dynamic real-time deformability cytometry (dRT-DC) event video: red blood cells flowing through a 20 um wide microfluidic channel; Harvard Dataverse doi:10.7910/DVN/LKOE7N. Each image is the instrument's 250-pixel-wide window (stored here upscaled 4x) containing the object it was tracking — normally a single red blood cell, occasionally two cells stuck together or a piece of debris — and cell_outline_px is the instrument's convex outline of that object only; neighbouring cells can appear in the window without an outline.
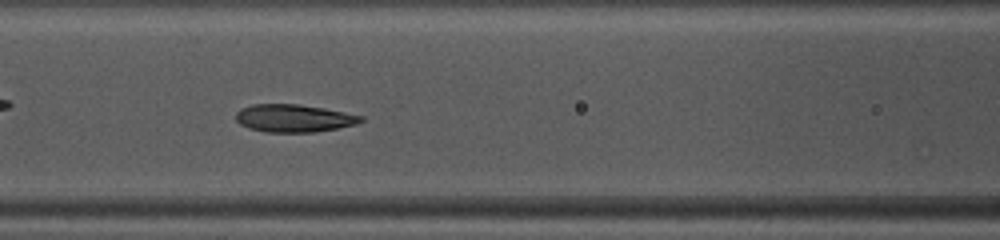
{"species": "common noctule bat (a hibernating species)", "species_latin": "Nyctalus noctula", "temperature_condition": "warm", "stored_images_in_passage": 38, "camera_frame_rate_fps": 3000, "um_per_image_px": 0.085, "animal": {"sex": "female", "body_mass_g": 10.0, "forearm_length_mm": 53.1}, "frame": {"image": 1, "passage_image": 9, "time_ms": 2.667, "image_size_px": [1000, 240], "cell_outline_px": [[364, 120], [356, 124], [316, 132], [268, 132], [248, 128], [240, 124], [236, 120], [236, 112], [240, 108], [252, 104], [300, 104], [324, 108], [364, 116]], "centroid_in_image_um": [24.96, 10.04], "position_along_channel_um": 141.6, "area_um2": 20.23}}
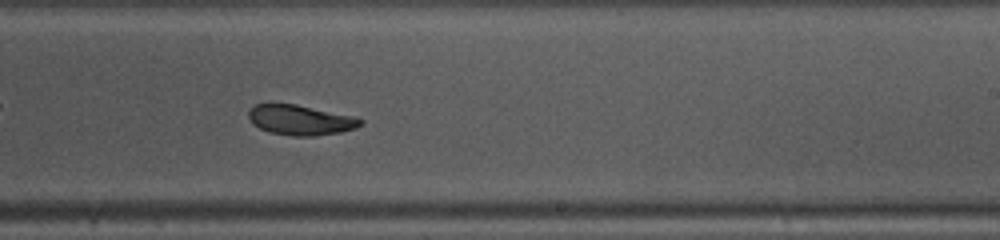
{"frame": {"image": 2, "passage_image": 18, "time_ms": 5.667, "image_size_px": [1000, 240], "cell_outline_px": [[364, 124], [356, 128], [340, 132], [312, 136], [292, 136], [268, 132], [252, 124], [248, 116], [248, 112], [252, 104], [296, 104], [356, 116], [364, 120]], "centroid_in_image_um": [25.56, 10.2], "position_along_channel_um": 263.4, "area_um2": 19.88}}
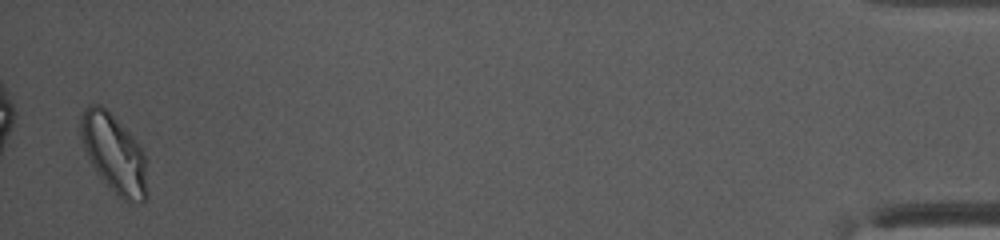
{"frame": {"image": 3, "passage_image": 37, "time_ms": 12.0, "image_size_px": [1000, 240], "cell_outline_px": [[148, 196], [140, 204], [128, 204], [120, 200], [96, 172], [88, 160], [80, 140], [80, 116], [84, 108], [88, 104], [100, 104], [140, 144], [144, 152], [148, 192]], "centroid_in_image_um": [9.69, 13.13], "position_along_channel_um": 425.5, "area_um2": 31.04}, "authors_computed_cell_mechanics": {"area_um2": 20.6057, "velocity_mm_per_s": 4.072, "shape_relaxation_time_tau1_ms": 6.8532, "shape_relaxation_time_tau2_ms": 3.3457, "deformation_change_tau1": 0.1792, "deformation_change_tau2": 0.0625}}